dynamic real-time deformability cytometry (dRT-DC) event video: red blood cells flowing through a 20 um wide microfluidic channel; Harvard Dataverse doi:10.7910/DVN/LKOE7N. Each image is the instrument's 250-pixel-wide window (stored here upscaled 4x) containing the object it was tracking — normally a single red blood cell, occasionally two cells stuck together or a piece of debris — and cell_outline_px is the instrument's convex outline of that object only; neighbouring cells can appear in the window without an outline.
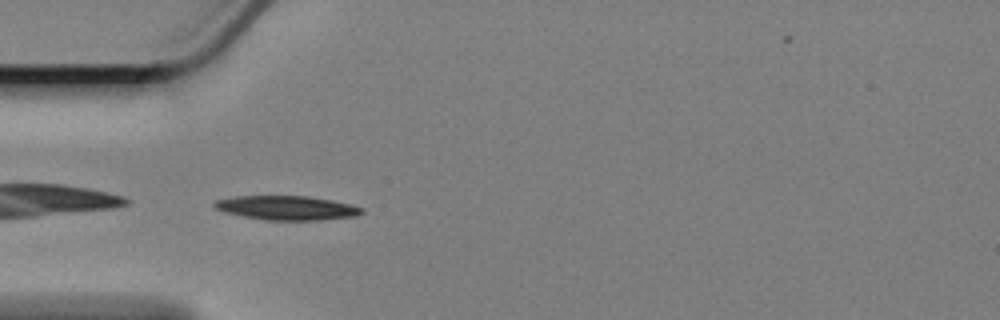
{"species": "Egyptian fruit bat (a non-hibernating species)", "species_latin": "Rousettus aegyptiacus", "temperature_condition": "cold", "stored_images_in_passage": 36, "camera_frame_rate_fps": 3000, "um_per_image_px": 0.085, "animal": {"sex": "female"}, "frame": {"image": 1, "passage_image": 1, "time_ms": 0.0, "image_size_px": [1000, 320], "cell_outline_px": [[364, 212], [356, 216], [320, 220], [264, 220], [224, 212], [216, 208], [212, 204], [216, 200], [236, 196], [308, 196], [332, 200], [364, 208]], "centroid_in_image_um": [24.39, 17.67], "position_along_channel_um": 60.6, "area_um2": 20.69}}
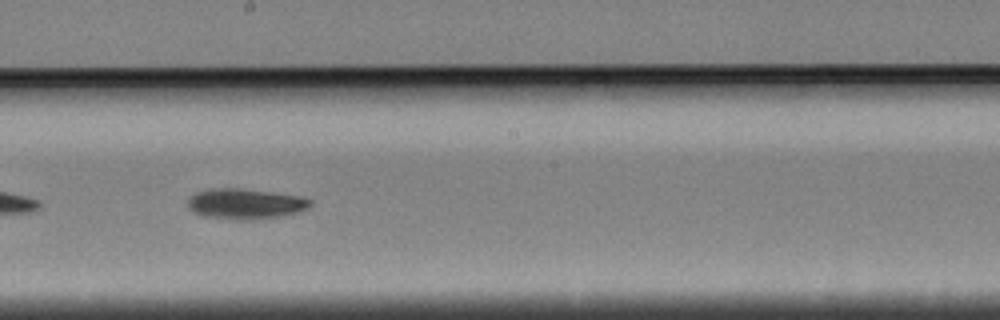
{"frame": {"image": 2, "passage_image": 16, "time_ms": 5.0, "image_size_px": [1000, 320], "cell_outline_px": [[312, 204], [308, 208], [296, 212], [280, 216], [256, 220], [236, 220], [200, 216], [192, 212], [188, 208], [188, 200], [196, 192], [212, 188], [236, 188], [300, 196], [312, 200]], "centroid_in_image_um": [20.81, 17.34], "position_along_channel_um": 227.4, "area_um2": 21.79}}
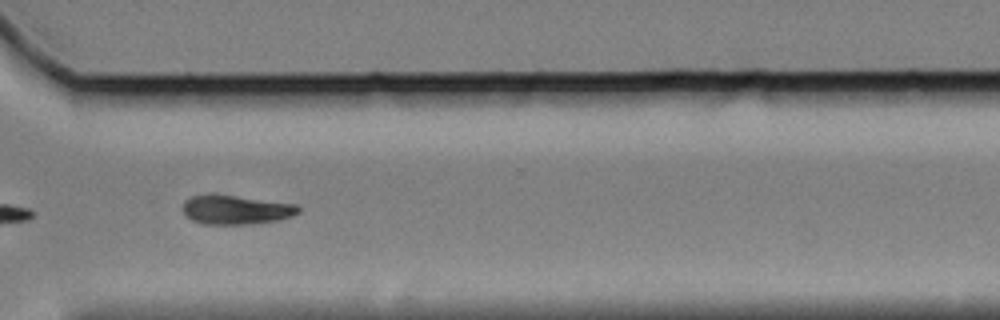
{"frame": {"image": 3, "passage_image": 27, "time_ms": 8.667, "image_size_px": [1000, 320], "cell_outline_px": [[300, 212], [292, 216], [280, 220], [252, 224], [204, 224], [192, 220], [184, 212], [184, 200], [192, 196], [232, 196], [296, 204], [300, 208]], "centroid_in_image_um": [20.11, 17.86], "position_along_channel_um": 350.5, "area_um2": 19.07}, "authors_computed_cell_mechanics": {"area_um2": 21.0103, "velocity_mm_per_s": 3.361, "shape_relaxation_time_tau1_ms": 2.7349, "shape_relaxation_time_tau2_ms": null, "deformation_change_tau1": 0.1035, "deformation_change_tau2": null}}